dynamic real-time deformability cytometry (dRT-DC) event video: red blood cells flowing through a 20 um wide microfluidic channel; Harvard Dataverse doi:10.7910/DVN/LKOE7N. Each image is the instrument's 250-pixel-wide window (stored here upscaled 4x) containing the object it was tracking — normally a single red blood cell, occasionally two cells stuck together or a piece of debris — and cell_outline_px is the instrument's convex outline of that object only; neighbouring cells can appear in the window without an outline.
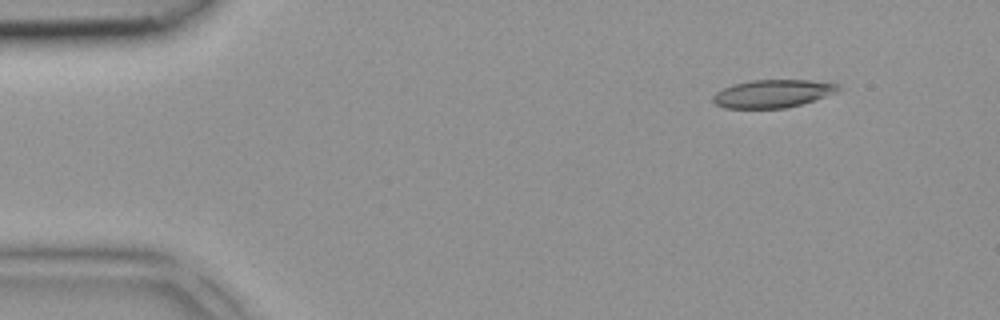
{"species": "common noctule bat (a hibernating species)", "species_latin": "Nyctalus noctula", "temperature_condition": "room temperature", "stored_images_in_passage": 3, "camera_frame_rate_fps": 3000, "um_per_image_px": 0.085, "animal": {"sex": "female", "body_mass_g": 18.4}, "frame": {"image": 1, "passage_image": 1, "time_ms": 0.0, "image_size_px": [1000, 320], "cell_outline_px": [[840, 88], [836, 92], [800, 104], [784, 108], [724, 108], [716, 104], [712, 100], [712, 96], [716, 92], [732, 84], [752, 80], [812, 80], [840, 84]], "centroid_in_image_um": [65.65, 7.95], "position_along_channel_um": 19.4, "area_um2": 20.23}}